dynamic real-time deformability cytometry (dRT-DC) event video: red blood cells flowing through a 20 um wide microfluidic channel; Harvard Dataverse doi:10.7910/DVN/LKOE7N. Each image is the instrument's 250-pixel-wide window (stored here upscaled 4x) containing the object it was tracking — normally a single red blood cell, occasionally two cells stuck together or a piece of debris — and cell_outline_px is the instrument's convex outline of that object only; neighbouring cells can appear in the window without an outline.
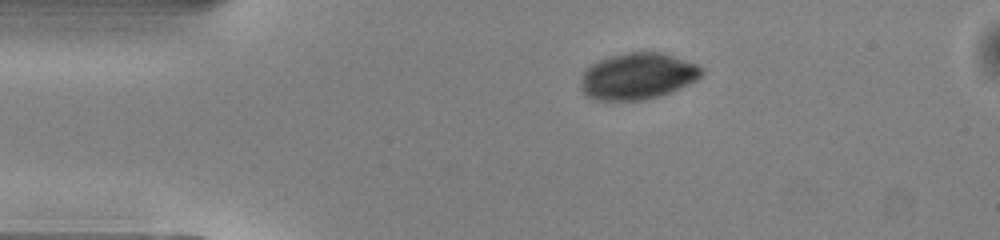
{"species": "common noctule bat (a hibernating species)", "species_latin": "Nyctalus noctula", "temperature_condition": "warm", "stored_images_in_passage": 32, "camera_frame_rate_fps": 3000, "um_per_image_px": 0.085, "animal": {"sex": "male", "body_mass_g": 13.0, "forearm_length_mm": 53.1}, "frame": {"image": 1, "passage_image": 1, "time_ms": 0.0, "image_size_px": [1000, 240], "cell_outline_px": [[704, 72], [696, 80], [688, 84], [660, 96], [644, 100], [596, 100], [584, 96], [580, 88], [580, 80], [584, 72], [592, 64], [600, 60], [624, 52], [660, 52], [696, 64], [704, 68]], "centroid_in_image_um": [54.17, 6.49], "position_along_channel_um": 30.8, "area_um2": 32.66}}
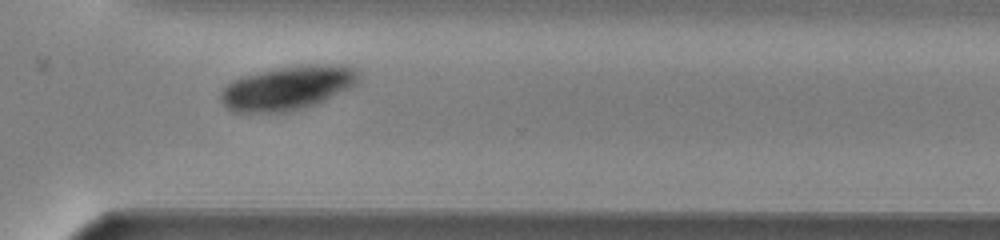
{"frame": {"image": 2, "passage_image": 28, "time_ms": 9.0, "image_size_px": [1000, 240], "cell_outline_px": [[360, 72], [356, 84], [316, 104], [304, 108], [284, 112], [232, 112], [220, 100], [220, 92], [232, 80], [244, 76], [260, 72], [300, 64], [344, 64], [356, 68]], "centroid_in_image_um": [24.47, 7.46], "position_along_channel_um": 346.1, "area_um2": 35.26}}
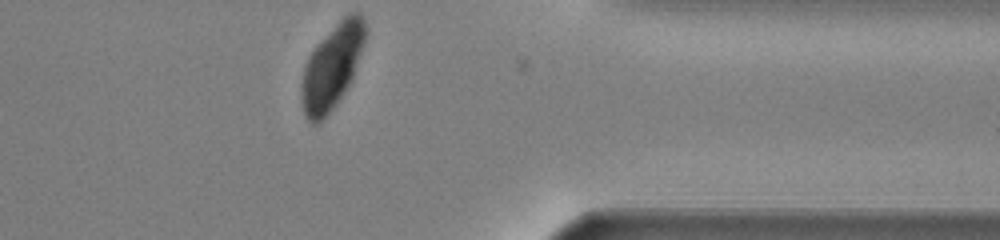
{"frame": {"image": 3, "passage_image": 32, "time_ms": 10.333, "image_size_px": [1000, 240], "cell_outline_px": [[368, 36], [352, 80], [336, 104], [316, 124], [312, 124], [304, 116], [300, 100], [300, 88], [304, 68], [308, 56], [316, 44], [348, 12], [360, 12], [368, 28]], "centroid_in_image_um": [28.24, 5.63], "position_along_channel_um": 383.2, "area_um2": 31.85}}